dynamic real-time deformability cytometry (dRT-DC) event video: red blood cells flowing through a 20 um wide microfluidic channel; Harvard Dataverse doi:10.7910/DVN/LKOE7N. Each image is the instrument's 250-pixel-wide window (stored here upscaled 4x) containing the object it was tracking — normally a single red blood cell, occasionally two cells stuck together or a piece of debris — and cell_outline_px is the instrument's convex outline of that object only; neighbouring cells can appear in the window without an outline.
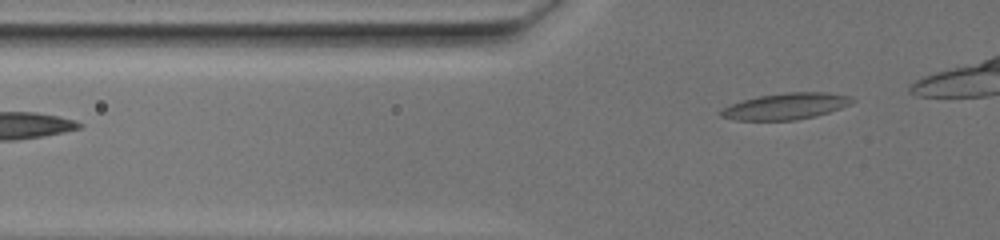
{"species": "common noctule bat (a hibernating species)", "species_latin": "Nyctalus noctula", "temperature_condition": "warm", "stored_images_in_passage": 40, "camera_frame_rate_fps": 3000, "um_per_image_px": 0.085, "animal": {"sex": "female", "body_mass_g": 19.5, "forearm_length_mm": 54.1}, "frame": {"image": 1, "passage_image": 3, "time_ms": 0.667, "image_size_px": [1000, 240], "cell_outline_px": [[852, 104], [816, 116], [796, 120], [736, 120], [720, 116], [716, 112], [720, 108], [744, 100], [760, 96], [788, 92], [824, 92], [848, 96], [852, 100]], "centroid_in_image_um": [66.73, 9.04], "position_along_channel_um": 59.1, "area_um2": 20.0}}
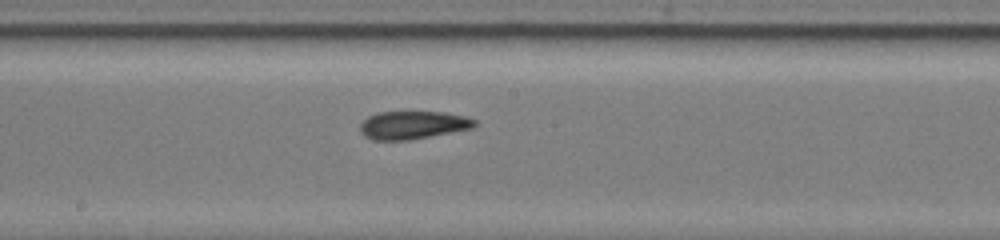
{"frame": {"image": 2, "passage_image": 20, "time_ms": 6.333, "image_size_px": [1000, 240], "cell_outline_px": [[476, 124], [472, 128], [408, 140], [372, 140], [364, 136], [360, 132], [360, 124], [368, 116], [376, 112], [444, 112], [464, 116], [476, 120]], "centroid_in_image_um": [35.05, 10.62], "position_along_channel_um": 213.2, "area_um2": 18.61}}
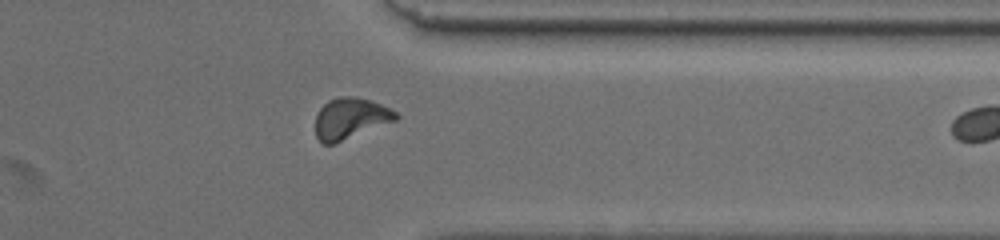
{"frame": {"image": 3, "passage_image": 37, "time_ms": 12.0, "image_size_px": [1000, 240], "cell_outline_px": [[400, 116], [396, 120], [336, 144], [320, 144], [316, 136], [316, 116], [320, 108], [328, 100], [340, 96], [356, 96], [372, 100], [396, 112]], "centroid_in_image_um": [29.77, 10.07], "position_along_channel_um": 381.6, "area_um2": 19.48}}